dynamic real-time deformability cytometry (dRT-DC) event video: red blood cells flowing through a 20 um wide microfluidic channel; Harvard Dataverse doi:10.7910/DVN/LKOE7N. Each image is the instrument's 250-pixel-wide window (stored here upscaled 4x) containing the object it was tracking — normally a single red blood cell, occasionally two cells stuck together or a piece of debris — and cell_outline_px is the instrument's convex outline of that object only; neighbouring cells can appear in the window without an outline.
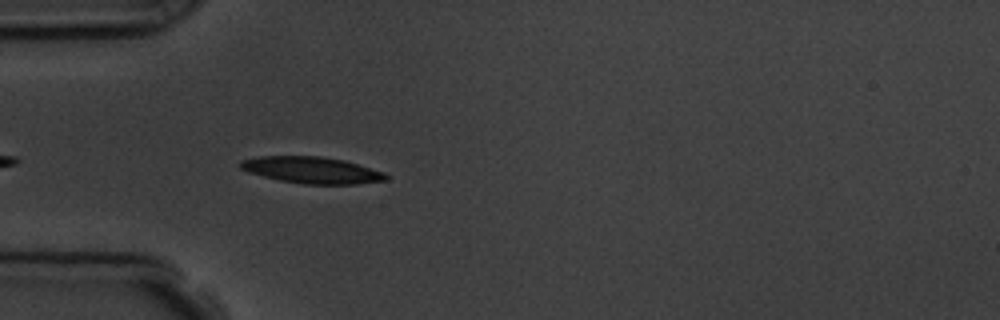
{"species": "common noctule bat (a hibernating species)", "species_latin": "Nyctalus noctula", "temperature_condition": "room temperature", "stored_images_in_passage": 5, "camera_frame_rate_fps": 3000, "um_per_image_px": 0.085, "animal": {"sex": "male", "body_mass_g": 19.5, "forearm_length_mm": 54.6}, "frame": {"image": 1, "passage_image": 5, "time_ms": 5.333, "image_size_px": [1000, 320], "cell_outline_px": [[388, 180], [356, 184], [304, 184], [280, 180], [248, 172], [240, 168], [240, 160], [256, 156], [320, 156], [344, 160], [384, 172], [388, 176]], "centroid_in_image_um": [26.5, 14.45], "position_along_channel_um": 58.5, "area_um2": 22.48}}